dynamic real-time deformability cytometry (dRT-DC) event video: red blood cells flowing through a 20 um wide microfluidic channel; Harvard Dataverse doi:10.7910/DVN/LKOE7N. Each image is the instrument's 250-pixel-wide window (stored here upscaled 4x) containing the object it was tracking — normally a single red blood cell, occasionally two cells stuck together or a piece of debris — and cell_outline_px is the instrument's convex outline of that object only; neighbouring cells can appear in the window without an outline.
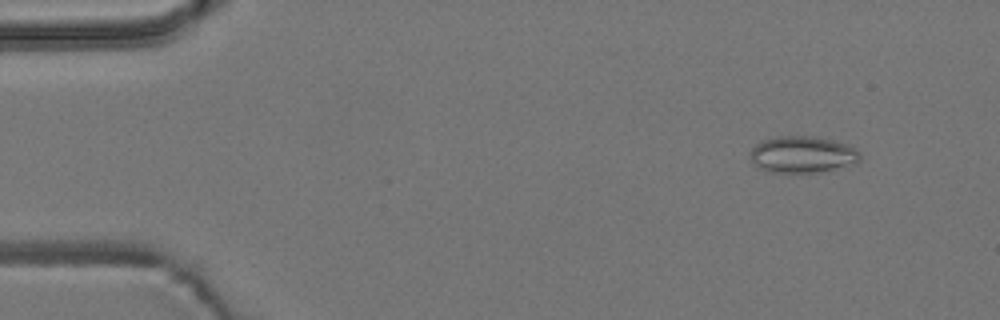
{"species": "common noctule bat (a hibernating species)", "species_latin": "Nyctalus noctula", "temperature_condition": "room temperature", "stored_images_in_passage": 4, "camera_frame_rate_fps": 3000, "um_per_image_px": 0.085, "animal": {"sex": "male", "body_mass_g": 19.2, "forearm_length_mm": 51.8}, "frame": {"image": 1, "passage_image": 1, "time_ms": 0.0, "image_size_px": [1000, 320], "cell_outline_px": [[860, 160], [856, 164], [816, 172], [772, 172], [760, 168], [752, 160], [748, 152], [756, 144], [764, 140], [780, 136], [816, 136], [848, 144], [856, 148], [860, 152]], "centroid_in_image_um": [68.24, 13.12], "position_along_channel_um": 16.8, "area_um2": 23.41}}